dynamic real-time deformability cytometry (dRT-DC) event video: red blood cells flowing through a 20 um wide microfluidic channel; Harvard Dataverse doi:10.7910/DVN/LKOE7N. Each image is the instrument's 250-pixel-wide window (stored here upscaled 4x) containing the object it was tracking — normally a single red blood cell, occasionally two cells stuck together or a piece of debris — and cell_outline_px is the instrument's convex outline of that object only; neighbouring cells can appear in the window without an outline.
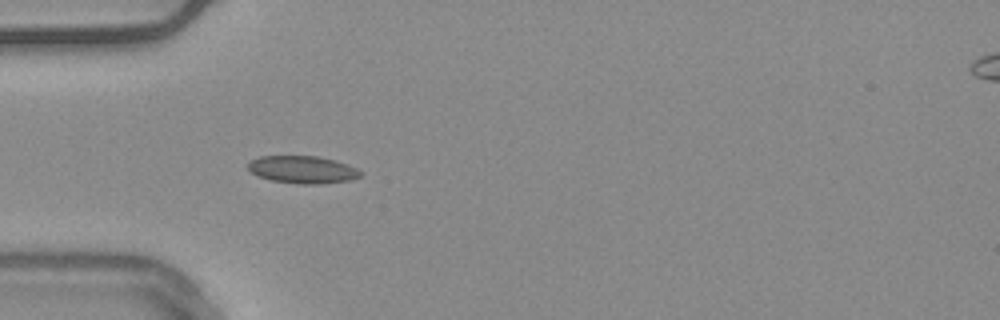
{"species": "common noctule bat (a hibernating species)", "species_latin": "Nyctalus noctula", "temperature_condition": "warm", "stored_images_in_passage": 39, "camera_frame_rate_fps": 3000, "um_per_image_px": 0.085, "animal": {"sex": "male", "body_mass_g": 20.4}, "frame": {"image": 1, "passage_image": 1, "time_ms": 0.0, "image_size_px": [1000, 320], "cell_outline_px": [[364, 172], [360, 176], [352, 180], [320, 184], [300, 184], [272, 180], [256, 176], [248, 168], [248, 164], [252, 160], [260, 156], [316, 156], [336, 160], [348, 164]], "centroid_in_image_um": [25.76, 14.42], "position_along_channel_um": 59.2, "area_um2": 18.09}, "authors_computed_cell_mechanics": {"area_um2": 16.8776, "velocity_mm_per_s": 3.7541, "shape_relaxation_time_tau1_ms": 9.8127, "shape_relaxation_time_tau2_ms": 1.2754, "deformation_change_tau1": 0.1576, "deformation_change_tau2": 0.0642}}